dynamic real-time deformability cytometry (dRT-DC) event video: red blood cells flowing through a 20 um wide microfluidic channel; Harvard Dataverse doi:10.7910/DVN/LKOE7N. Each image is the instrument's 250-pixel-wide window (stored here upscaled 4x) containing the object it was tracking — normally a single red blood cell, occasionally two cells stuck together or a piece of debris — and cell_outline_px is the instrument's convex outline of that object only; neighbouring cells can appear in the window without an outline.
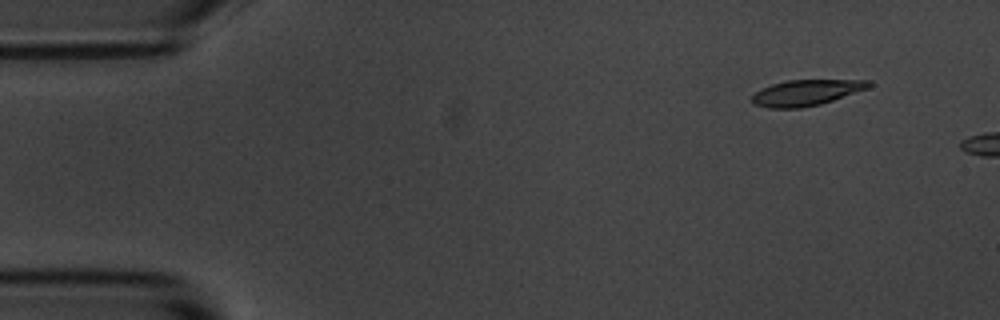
{"species": "common noctule bat (a hibernating species)", "species_latin": "Nyctalus noctula", "temperature_condition": "room temperature", "stored_images_in_passage": 2, "camera_frame_rate_fps": 3000, "um_per_image_px": 0.085, "animal": {"sex": "male", "body_mass_g": 20.1, "forearm_length_mm": 53.5}, "frame": {"image": 1, "passage_image": 1, "time_ms": 0.0, "image_size_px": [1000, 320], "cell_outline_px": [[872, 84], [868, 88], [820, 104], [800, 108], [768, 108], [756, 104], [752, 100], [752, 96], [756, 92], [772, 84], [788, 80], [872, 80]], "centroid_in_image_um": [68.55, 7.87], "position_along_channel_um": 16.5, "area_um2": 17.28}}